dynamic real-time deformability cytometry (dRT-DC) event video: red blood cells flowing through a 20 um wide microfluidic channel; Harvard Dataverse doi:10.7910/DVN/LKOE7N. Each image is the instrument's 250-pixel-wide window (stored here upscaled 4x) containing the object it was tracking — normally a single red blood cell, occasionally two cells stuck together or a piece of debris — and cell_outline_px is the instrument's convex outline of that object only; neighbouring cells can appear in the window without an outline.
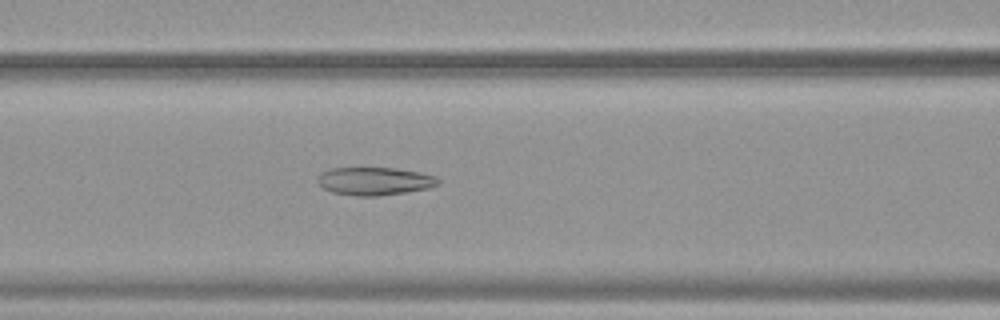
{"species": "common noctule bat (a hibernating species)", "species_latin": "Nyctalus noctula", "temperature_condition": "warm", "stored_images_in_passage": 54, "camera_frame_rate_fps": 3000, "um_per_image_px": 0.085, "animal": {"sex": "female", "body_mass_g": 19.9}, "frame": {"image": 1, "passage_image": 24, "time_ms": 7.667, "image_size_px": [1000, 320], "cell_outline_px": [[440, 184], [428, 188], [380, 196], [356, 196], [332, 192], [324, 188], [316, 180], [316, 176], [320, 172], [332, 168], [396, 168], [420, 172], [436, 176], [440, 180]], "centroid_in_image_um": [31.83, 15.39], "position_along_channel_um": 134.8, "area_um2": 19.77}}
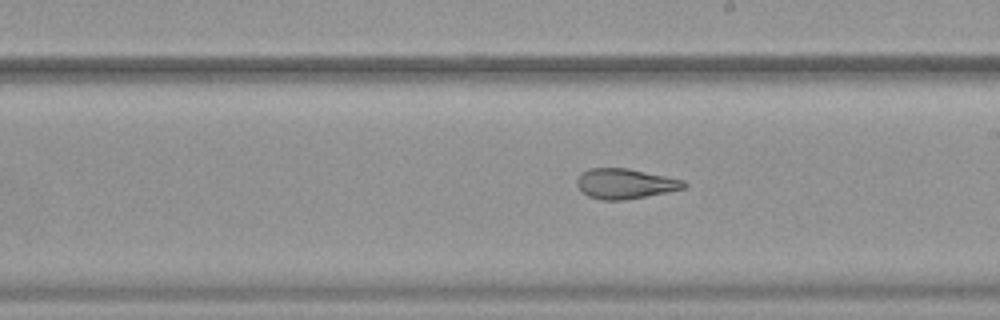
{"frame": {"image": 2, "passage_image": 32, "time_ms": 10.333, "image_size_px": [1000, 320], "cell_outline_px": [[688, 184], [684, 188], [668, 192], [624, 200], [600, 200], [588, 196], [576, 184], [576, 180], [580, 172], [588, 168], [628, 168], [684, 180]], "centroid_in_image_um": [53.12, 15.61], "position_along_channel_um": 235.9, "area_um2": 18.84}}
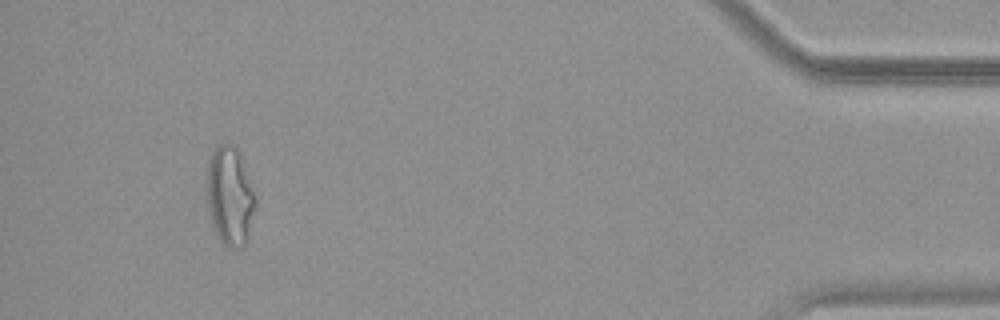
{"frame": {"image": 3, "passage_image": 51, "time_ms": 16.667, "image_size_px": [1000, 320], "cell_outline_px": [[256, 204], [248, 236], [244, 244], [240, 248], [228, 248], [220, 240], [212, 224], [208, 212], [208, 160], [212, 148], [216, 144], [232, 144], [240, 152], [244, 164]], "centroid_in_image_um": [19.52, 16.64], "position_along_channel_um": 415.7, "area_um2": 27.69}, "authors_computed_cell_mechanics": {"area_um2": 24.5939, "velocity_mm_per_s": 3.8031, "shape_relaxation_time_tau1_ms": null, "shape_relaxation_time_tau2_ms": 2.0099, "deformation_change_tau1": null, "deformation_change_tau2": 0.1061}}